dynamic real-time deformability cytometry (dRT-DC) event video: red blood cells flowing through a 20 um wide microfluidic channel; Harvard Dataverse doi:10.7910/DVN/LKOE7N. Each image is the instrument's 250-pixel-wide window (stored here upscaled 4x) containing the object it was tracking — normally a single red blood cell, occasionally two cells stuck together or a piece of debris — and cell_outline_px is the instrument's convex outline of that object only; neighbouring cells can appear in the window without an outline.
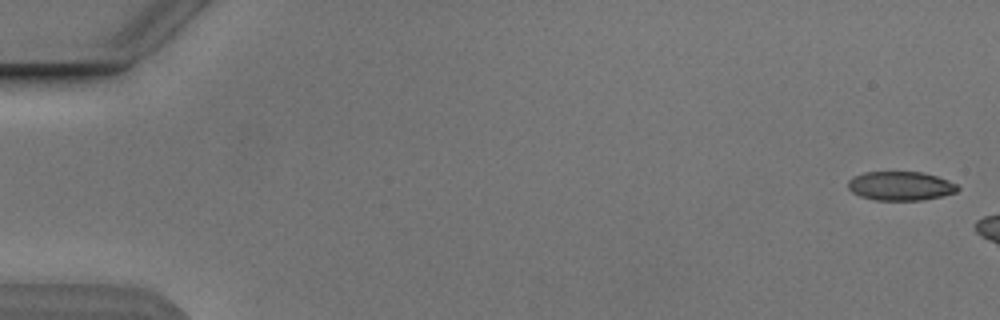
{"species": "Egyptian fruit bat (a non-hibernating species)", "species_latin": "Rousettus aegyptiacus", "temperature_condition": "cold", "stored_images_in_passage": 3, "camera_frame_rate_fps": 3000, "um_per_image_px": 0.085, "animal": {"sex": "male"}, "frame": {"image": 1, "passage_image": 1, "time_ms": 0.0, "image_size_px": [1000, 320], "cell_outline_px": [[960, 188], [956, 192], [940, 196], [920, 200], [876, 200], [860, 196], [852, 192], [848, 188], [848, 180], [852, 176], [864, 172], [924, 172], [948, 180], [956, 184]], "centroid_in_image_um": [76.51, 15.8], "position_along_channel_um": 8.5, "area_um2": 18.5}}